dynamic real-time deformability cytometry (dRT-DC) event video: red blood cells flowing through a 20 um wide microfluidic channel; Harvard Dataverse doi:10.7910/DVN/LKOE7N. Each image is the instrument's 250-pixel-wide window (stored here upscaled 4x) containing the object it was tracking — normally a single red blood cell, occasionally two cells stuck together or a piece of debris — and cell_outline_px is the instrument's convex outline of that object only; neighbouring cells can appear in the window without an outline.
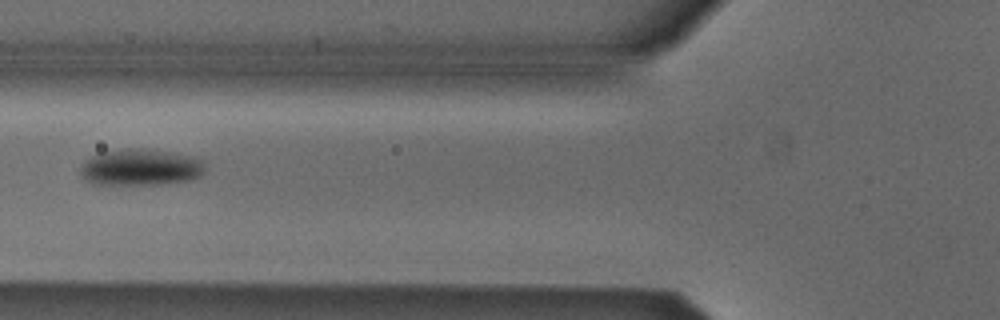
{"species": "Egyptian fruit bat (a non-hibernating species)", "species_latin": "Rousettus aegyptiacus", "temperature_condition": "cold", "stored_images_in_passage": 3, "camera_frame_rate_fps": 3000, "um_per_image_px": 0.085, "animal": {"sex": "male"}, "frame": {"image": 1, "passage_image": 2, "time_ms": 0.333, "image_size_px": [1000, 320], "cell_outline_px": [[204, 172], [200, 176], [184, 180], [160, 184], [108, 188], [84, 180], [80, 172], [80, 168], [84, 160], [100, 152], [128, 148], [144, 148], [192, 156], [204, 160]], "centroid_in_image_um": [11.86, 14.26], "position_along_channel_um": 113.9, "area_um2": 27.4}}
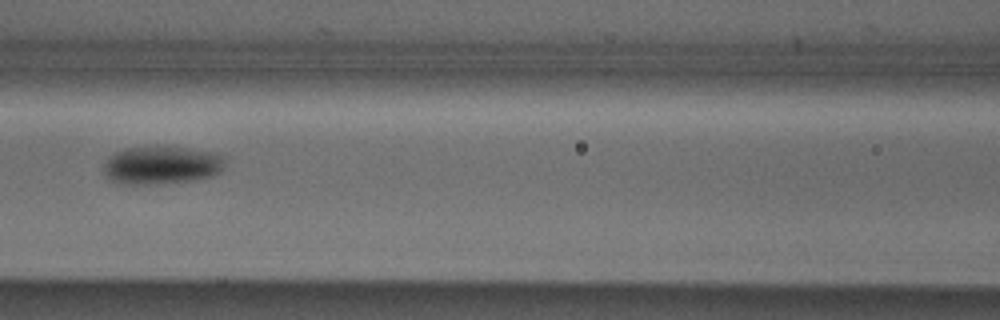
{"frame": {"image": 2, "passage_image": 3, "time_ms": 0.667, "image_size_px": [1000, 320], "cell_outline_px": [[224, 160], [220, 172], [216, 176], [192, 180], [148, 184], [116, 184], [104, 172], [104, 164], [108, 156], [124, 148], [152, 144], [160, 144], [216, 152], [224, 156]], "centroid_in_image_um": [13.73, 13.99], "position_along_channel_um": 152.9, "area_um2": 27.69}}